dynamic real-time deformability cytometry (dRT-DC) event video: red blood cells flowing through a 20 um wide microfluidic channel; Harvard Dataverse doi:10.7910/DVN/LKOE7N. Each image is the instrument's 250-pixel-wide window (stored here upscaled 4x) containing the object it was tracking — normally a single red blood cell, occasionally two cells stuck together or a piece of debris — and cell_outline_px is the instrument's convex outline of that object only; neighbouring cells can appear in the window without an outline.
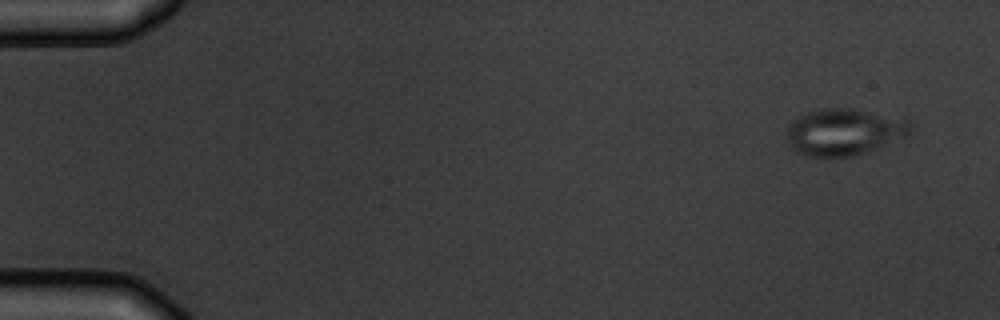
{"species": "common noctule bat (a hibernating species)", "species_latin": "Nyctalus noctula", "temperature_condition": "warm", "stored_images_in_passage": 5, "camera_frame_rate_fps": 3000, "um_per_image_px": 0.085, "animal": {"sex": "male", "body_mass_g": 19.5, "forearm_length_mm": 54.6}, "frame": {"image": 1, "passage_image": 1, "time_ms": 0.0, "image_size_px": [1000, 320], "cell_outline_px": [[912, 128], [904, 136], [864, 152], [852, 156], [804, 156], [796, 152], [792, 148], [788, 140], [788, 128], [800, 116], [808, 112], [828, 108], [848, 108], [912, 120]], "centroid_in_image_um": [71.74, 11.21], "position_along_channel_um": 13.3, "area_um2": 32.71}}